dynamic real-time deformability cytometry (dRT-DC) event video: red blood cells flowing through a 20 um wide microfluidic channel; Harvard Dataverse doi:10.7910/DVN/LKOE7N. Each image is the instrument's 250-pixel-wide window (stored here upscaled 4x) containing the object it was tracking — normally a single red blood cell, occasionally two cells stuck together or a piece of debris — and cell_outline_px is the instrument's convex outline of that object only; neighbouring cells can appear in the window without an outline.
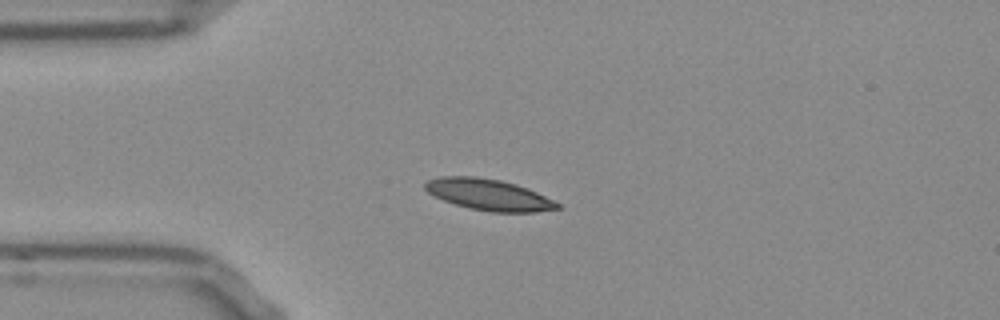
{"species": "Egyptian fruit bat (a non-hibernating species)", "species_latin": "Rousettus aegyptiacus", "temperature_condition": "room temperature", "stored_images_in_passage": 41, "camera_frame_rate_fps": 3000, "um_per_image_px": 0.085, "frame": {"image": 1, "passage_image": 1, "time_ms": 0.0, "image_size_px": [1000, 320], "cell_outline_px": [[560, 208], [536, 212], [492, 212], [468, 208], [444, 200], [428, 192], [424, 188], [424, 184], [428, 180], [440, 176], [476, 176], [500, 180], [516, 184], [528, 188], [560, 204]], "centroid_in_image_um": [41.53, 16.54], "position_along_channel_um": 43.5, "area_um2": 23.93}}
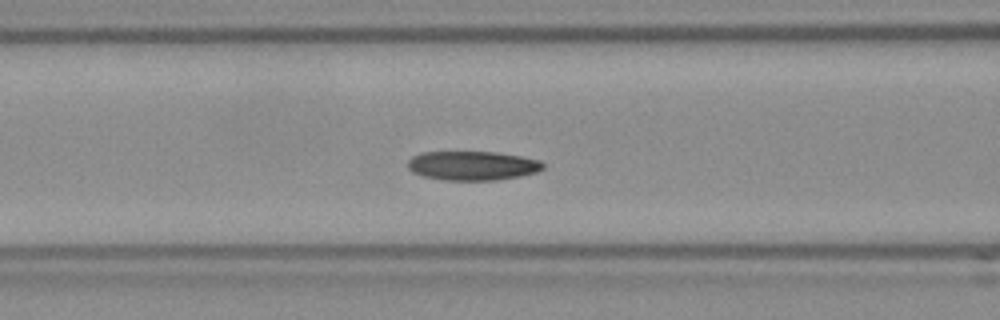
{"frame": {"image": 2, "passage_image": 9, "time_ms": 2.667, "image_size_px": [1000, 320], "cell_outline_px": [[544, 168], [536, 172], [520, 176], [496, 180], [444, 180], [424, 176], [412, 172], [408, 168], [408, 160], [412, 156], [420, 152], [496, 152], [520, 156], [540, 160], [544, 164]], "centroid_in_image_um": [40.15, 14.08], "position_along_channel_um": 126.5, "area_um2": 23.0}}
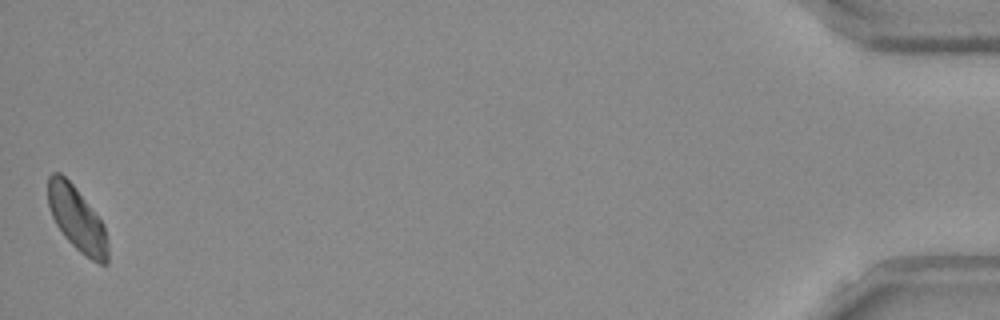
{"frame": {"image": 3, "passage_image": 41, "time_ms": 13.333, "image_size_px": [1000, 320], "cell_outline_px": [[108, 264], [100, 264], [92, 260], [80, 252], [64, 236], [56, 224], [52, 216], [48, 204], [48, 176], [52, 172], [60, 172], [72, 184], [104, 224], [108, 240]], "centroid_in_image_um": [6.55, 18.63], "position_along_channel_um": 428.6, "area_um2": 22.25}, "authors_computed_cell_mechanics": {"area_um2": 23.0622, "velocity_mm_per_s": 3.7661, "shape_relaxation_time_tau1_ms": null, "shape_relaxation_time_tau2_ms": 5.3517, "deformation_change_tau1": null, "deformation_change_tau2": 0.1028}}